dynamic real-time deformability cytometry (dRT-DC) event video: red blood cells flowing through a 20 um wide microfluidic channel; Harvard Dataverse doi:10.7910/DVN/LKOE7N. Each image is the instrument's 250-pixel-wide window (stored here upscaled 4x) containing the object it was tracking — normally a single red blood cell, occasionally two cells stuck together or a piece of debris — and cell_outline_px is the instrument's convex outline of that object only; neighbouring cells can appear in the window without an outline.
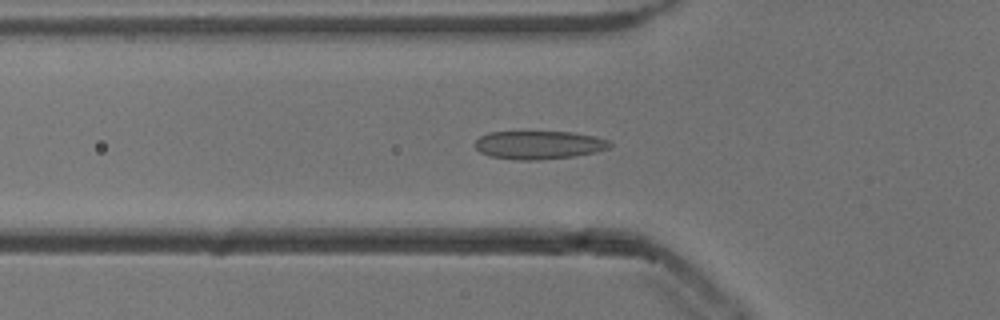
{"species": "common noctule bat (a hibernating species)", "species_latin": "Nyctalus noctula", "temperature_condition": "cold", "stored_images_in_passage": 54, "segment_of_instrument_passage": [1, 2], "camera_frame_rate_fps": 3000, "um_per_image_px": 0.085, "animal": {"sex": "male", "body_mass_g": 13.3}, "frame": {"image": 1, "passage_image": 18, "time_ms": 5.667, "image_size_px": [1000, 320], "cell_outline_px": [[612, 148], [596, 152], [572, 156], [540, 160], [520, 160], [488, 156], [480, 152], [472, 144], [480, 136], [488, 132], [572, 132], [596, 136], [608, 140], [612, 144]], "centroid_in_image_um": [45.81, 12.32], "position_along_channel_um": 80.0, "area_um2": 22.43}}
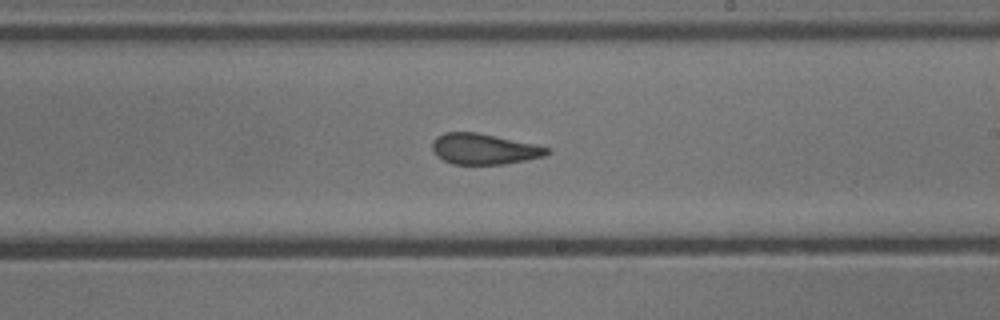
{"frame": {"image": 2, "passage_image": 31, "time_ms": 10.0, "image_size_px": [1000, 320], "cell_outline_px": [[552, 152], [544, 156], [504, 164], [452, 164], [436, 156], [432, 148], [432, 140], [436, 136], [444, 132], [476, 132], [536, 144], [552, 148]], "centroid_in_image_um": [41.14, 12.66], "position_along_channel_um": 247.9, "area_um2": 20.69}}
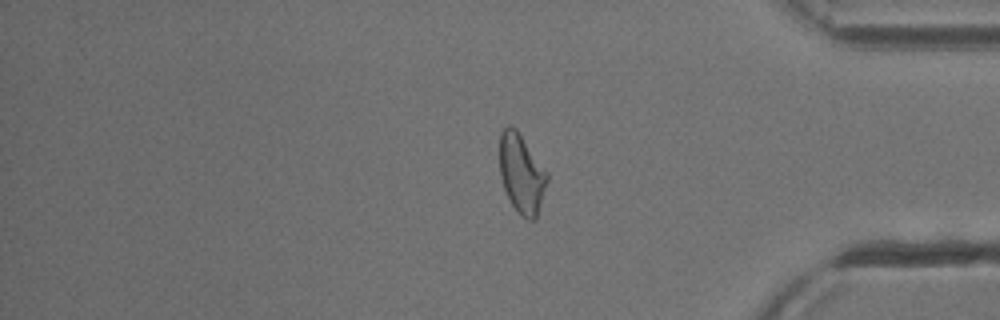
{"frame": {"image": 3, "passage_image": 44, "time_ms": 14.333, "image_size_px": [1000, 320], "cell_outline_px": [[548, 180], [536, 220], [528, 220], [512, 204], [504, 188], [500, 176], [500, 132], [508, 124], [516, 128], [548, 172]], "centroid_in_image_um": [44.34, 14.73], "position_along_channel_um": 390.9, "area_um2": 21.79}}